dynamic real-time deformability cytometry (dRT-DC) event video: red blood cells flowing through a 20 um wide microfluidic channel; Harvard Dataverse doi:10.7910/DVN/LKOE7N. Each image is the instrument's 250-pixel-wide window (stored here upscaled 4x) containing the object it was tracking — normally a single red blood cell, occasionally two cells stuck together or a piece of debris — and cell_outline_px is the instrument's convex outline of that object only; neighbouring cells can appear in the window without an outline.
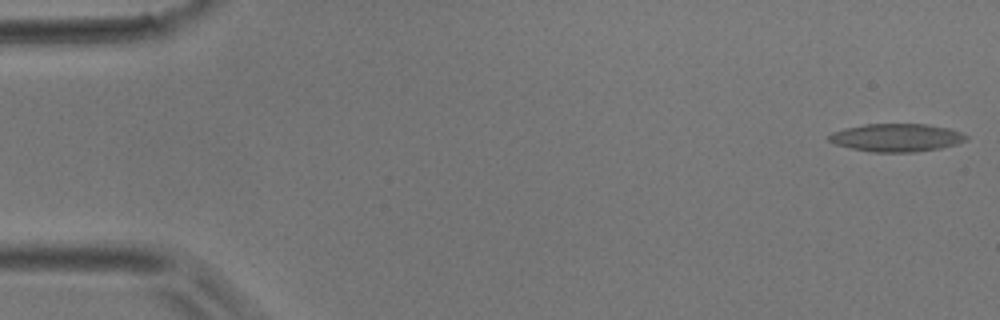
{"species": "common noctule bat (a hibernating species)", "species_latin": "Nyctalus noctula", "temperature_condition": "room temperature", "stored_images_in_passage": 9, "camera_frame_rate_fps": 3000, "um_per_image_px": 0.085, "animal": {"sex": "male", "body_mass_g": 17.9}, "frame": {"image": 1, "passage_image": 1, "time_ms": 0.0, "image_size_px": [1000, 320], "cell_outline_px": [[968, 140], [956, 144], [940, 148], [916, 152], [872, 152], [852, 148], [836, 144], [828, 140], [828, 136], [832, 132], [864, 124], [924, 124], [948, 128], [960, 132], [968, 136]], "centroid_in_image_um": [76.23, 11.7], "position_along_channel_um": 8.8, "area_um2": 22.2}}